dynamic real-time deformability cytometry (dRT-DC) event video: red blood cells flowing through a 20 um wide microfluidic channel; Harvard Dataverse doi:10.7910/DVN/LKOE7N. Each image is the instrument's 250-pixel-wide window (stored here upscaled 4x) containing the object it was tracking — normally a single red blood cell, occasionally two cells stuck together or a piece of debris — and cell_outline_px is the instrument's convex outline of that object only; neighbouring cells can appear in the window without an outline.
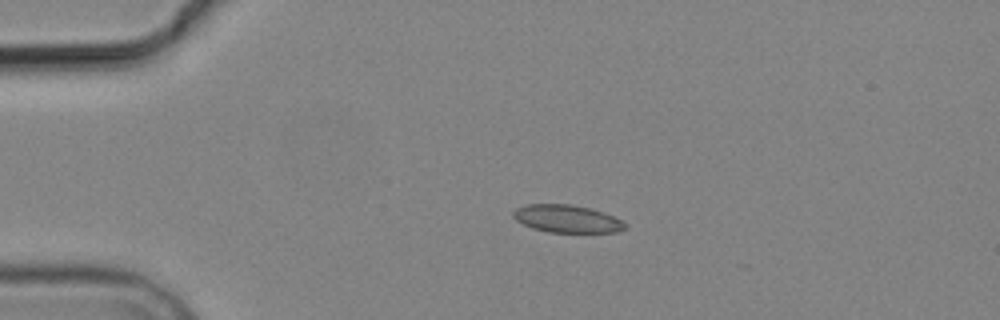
{"species": "common noctule bat (a hibernating species)", "species_latin": "Nyctalus noctula", "temperature_condition": "cold", "stored_images_in_passage": 7, "camera_frame_rate_fps": 3000, "um_per_image_px": 0.085, "animal": {"sex": "male", "body_mass_g": 19.2, "forearm_length_mm": 51.8}, "frame": {"image": 1, "passage_image": 4, "time_ms": 3.667, "image_size_px": [1000, 320], "cell_outline_px": [[628, 224], [624, 228], [616, 232], [548, 232], [532, 228], [516, 220], [512, 216], [512, 212], [516, 208], [528, 204], [568, 204], [592, 208], [604, 212], [624, 220]], "centroid_in_image_um": [48.21, 18.59], "position_along_channel_um": 36.8, "area_um2": 18.15}}
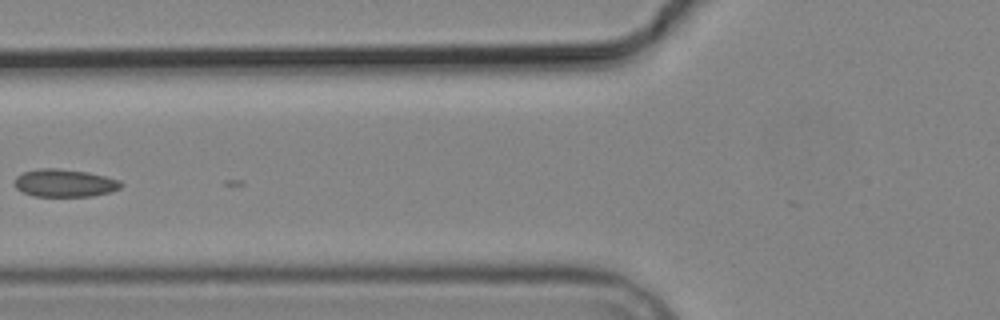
{"frame": {"image": 2, "passage_image": 6, "time_ms": 7.0, "image_size_px": [1000, 320], "cell_outline_px": [[124, 184], [120, 188], [112, 192], [92, 196], [36, 196], [24, 192], [16, 188], [16, 176], [24, 172], [40, 168], [56, 168], [88, 172], [120, 180]], "centroid_in_image_um": [5.54, 15.56], "position_along_channel_um": 120.3, "area_um2": 17.11}}
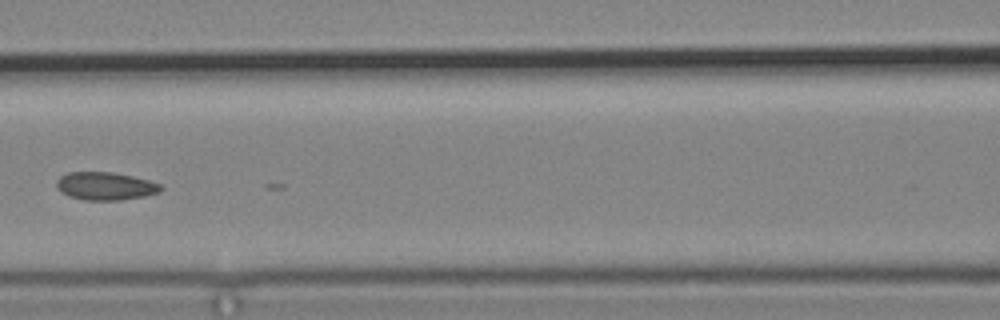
{"frame": {"image": 3, "passage_image": 7, "time_ms": 8.0, "image_size_px": [1000, 320], "cell_outline_px": [[164, 188], [160, 192], [144, 196], [120, 200], [84, 200], [68, 196], [56, 188], [56, 180], [60, 176], [68, 172], [112, 172], [132, 176], [148, 180], [160, 184]], "centroid_in_image_um": [8.94, 15.81], "position_along_channel_um": 157.7, "area_um2": 17.05}}